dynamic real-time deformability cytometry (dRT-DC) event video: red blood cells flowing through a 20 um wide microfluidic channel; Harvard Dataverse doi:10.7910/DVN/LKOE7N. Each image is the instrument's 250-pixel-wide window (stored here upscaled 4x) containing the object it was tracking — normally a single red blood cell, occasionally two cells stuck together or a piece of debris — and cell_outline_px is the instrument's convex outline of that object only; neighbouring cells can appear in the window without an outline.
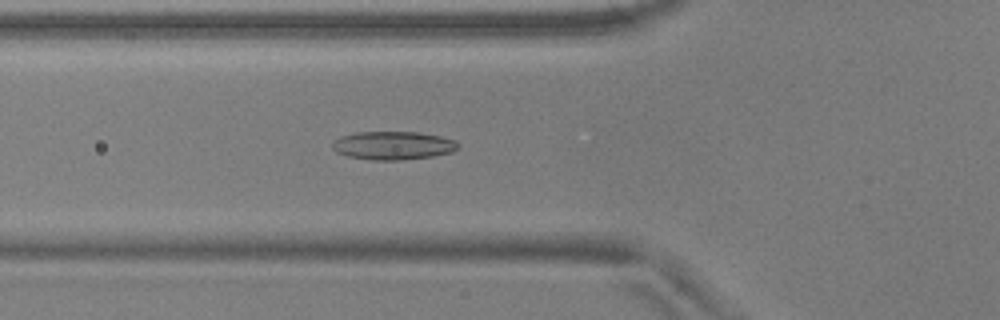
{"species": "common noctule bat (a hibernating species)", "species_latin": "Nyctalus noctula", "temperature_condition": "warm", "stored_images_in_passage": 55, "camera_frame_rate_fps": 3000, "um_per_image_px": 0.085, "animal": {"sex": "male", "body_mass_g": 17.9, "forearm_length_mm": 54.2}, "frame": {"image": 1, "passage_image": 20, "time_ms": 6.333, "image_size_px": [1000, 320], "cell_outline_px": [[460, 144], [452, 152], [432, 156], [404, 160], [372, 160], [348, 156], [336, 152], [332, 148], [332, 144], [340, 136], [356, 132], [420, 132], [440, 136], [456, 140]], "centroid_in_image_um": [33.42, 12.36], "position_along_channel_um": 92.4, "area_um2": 20.81}}
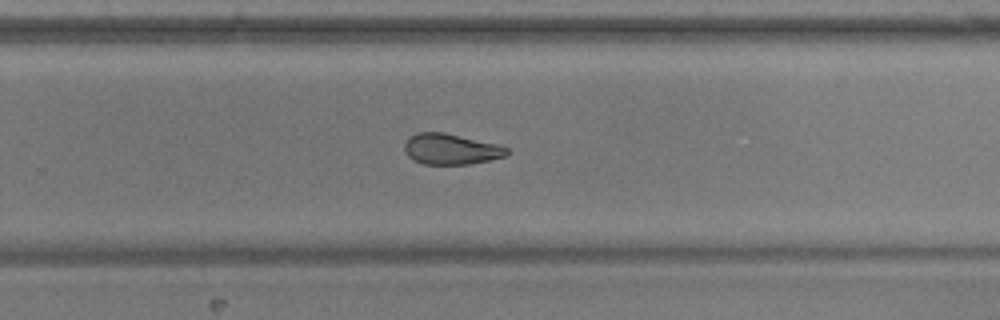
{"frame": {"image": 2, "passage_image": 36, "time_ms": 11.667, "image_size_px": [1000, 320], "cell_outline_px": [[508, 156], [468, 164], [424, 164], [408, 156], [404, 148], [404, 144], [408, 136], [416, 132], [444, 132], [496, 144], [508, 148]], "centroid_in_image_um": [38.3, 12.66], "position_along_channel_um": 291.5, "area_um2": 18.26}}
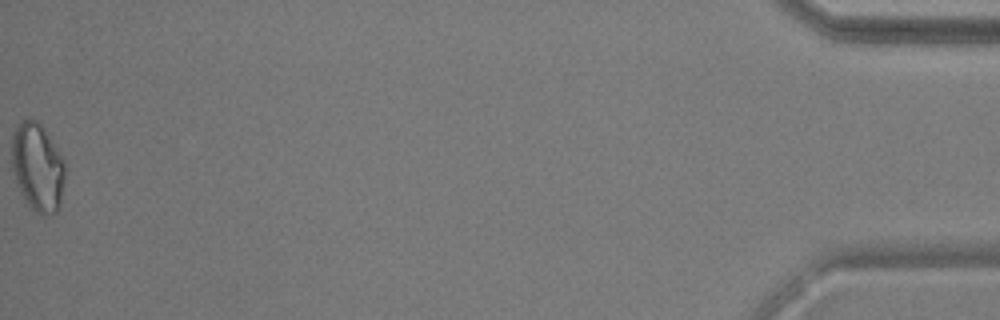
{"frame": {"image": 3, "passage_image": 55, "time_ms": 18.0, "image_size_px": [1000, 320], "cell_outline_px": [[64, 180], [60, 204], [56, 212], [48, 216], [40, 216], [28, 208], [20, 192], [12, 168], [12, 132], [20, 120], [28, 116], [36, 120], [44, 128], [64, 160]], "centroid_in_image_um": [3.17, 14.22], "position_along_channel_um": 432.0, "area_um2": 27.86}, "authors_computed_cell_mechanics": {"area_um2": 20.4034, "velocity_mm_per_s": 3.7201, "shape_relaxation_time_tau1_ms": null, "shape_relaxation_time_tau2_ms": 3.3747, "deformation_change_tau1": null, "deformation_change_tau2": 0.0957}}